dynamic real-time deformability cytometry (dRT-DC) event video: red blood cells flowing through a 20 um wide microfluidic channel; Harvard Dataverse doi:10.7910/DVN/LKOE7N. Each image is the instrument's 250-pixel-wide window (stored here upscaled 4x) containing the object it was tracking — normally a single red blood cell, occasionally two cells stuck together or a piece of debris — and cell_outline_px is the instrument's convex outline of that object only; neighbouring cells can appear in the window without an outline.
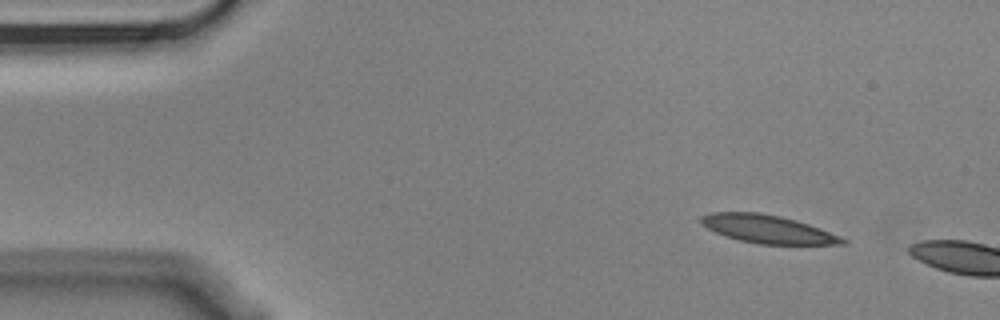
{"species": "Egyptian fruit bat (a non-hibernating species)", "species_latin": "Rousettus aegyptiacus", "temperature_condition": "cold", "stored_images_in_passage": 2, "camera_frame_rate_fps": 3000, "um_per_image_px": 0.085, "animal": {"sex": "male"}, "frame": {"image": 1, "passage_image": 1, "time_ms": 0.0, "image_size_px": [1000, 320], "cell_outline_px": [[848, 244], [760, 244], [740, 240], [716, 232], [700, 224], [700, 216], [712, 212], [760, 212], [780, 216], [796, 220], [820, 228], [840, 236], [848, 240]], "centroid_in_image_um": [65.26, 19.46], "position_along_channel_um": 19.7, "area_um2": 23.06}}